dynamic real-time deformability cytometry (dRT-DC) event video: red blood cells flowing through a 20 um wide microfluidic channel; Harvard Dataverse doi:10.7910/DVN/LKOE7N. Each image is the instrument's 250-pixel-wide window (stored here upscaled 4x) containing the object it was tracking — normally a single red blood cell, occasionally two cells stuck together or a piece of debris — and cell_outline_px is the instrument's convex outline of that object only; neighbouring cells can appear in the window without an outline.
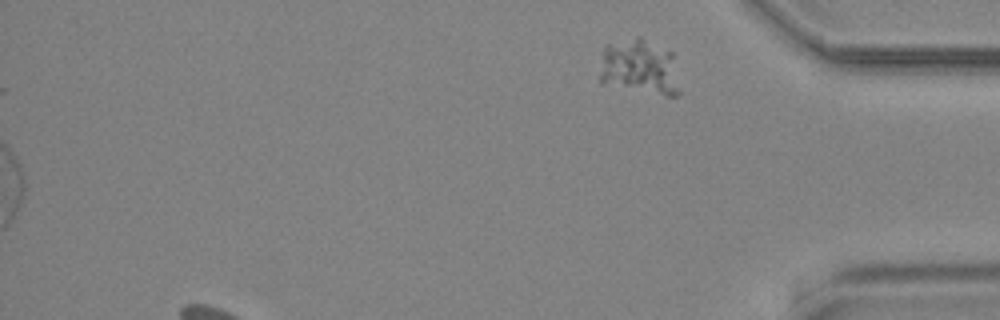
{"species": "common noctule bat (a hibernating species)", "species_latin": "Nyctalus noctula", "temperature_condition": "cold", "stored_images_in_passage": 73, "segment_of_instrument_passage": [2, 2], "camera_frame_rate_fps": 3000, "um_per_image_px": 0.085, "animal": {"sex": "male", "body_mass_g": 19.2, "forearm_length_mm": 51.8}, "frame": {"image": 1, "passage_image": 73, "time_ms": 24.0, "image_size_px": [1000, 320], "cell_outline_px": [[680, 92], [676, 96], [668, 96], [600, 84], [600, 72], [604, 44], [636, 36], [640, 36], [672, 52], [680, 88]], "centroid_in_image_um": [54.35, 5.69], "position_along_channel_um": 380.8, "area_um2": 26.3}}